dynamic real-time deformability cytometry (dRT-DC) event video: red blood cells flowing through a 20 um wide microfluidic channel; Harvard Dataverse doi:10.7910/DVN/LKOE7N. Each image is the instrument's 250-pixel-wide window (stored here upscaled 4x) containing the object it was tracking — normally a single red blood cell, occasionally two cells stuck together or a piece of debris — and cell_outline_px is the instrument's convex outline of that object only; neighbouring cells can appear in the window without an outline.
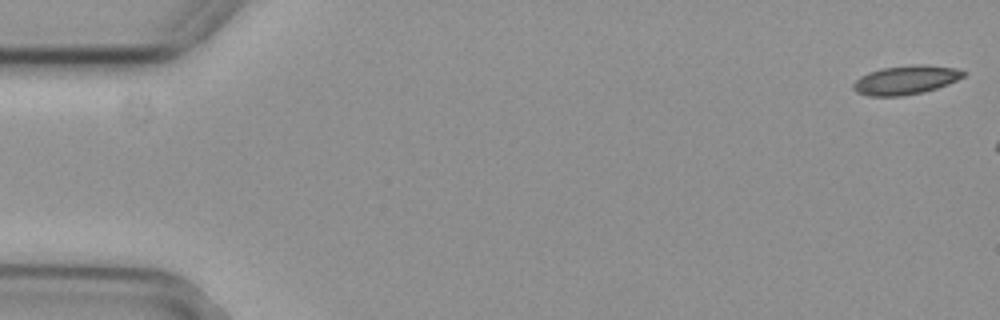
{"species": "common noctule bat (a hibernating species)", "species_latin": "Nyctalus noctula", "temperature_condition": "cold", "stored_images_in_passage": 4, "camera_frame_rate_fps": 3000, "um_per_image_px": 0.085, "animal": {"sex": "female", "body_mass_g": 29.2, "forearm_length_mm": 56.3}, "frame": {"image": 1, "passage_image": 1, "time_ms": 0.0, "image_size_px": [1000, 320], "cell_outline_px": [[968, 72], [964, 76], [948, 84], [924, 92], [900, 96], [868, 96], [856, 92], [852, 88], [852, 84], [860, 76], [868, 72], [880, 68], [912, 64], [928, 64], [956, 68]], "centroid_in_image_um": [76.98, 6.78], "position_along_channel_um": 8.0, "area_um2": 18.84}}